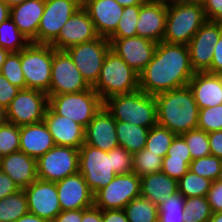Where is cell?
<instances>
[{"label":"cell","instance_id":"obj_4","mask_svg":"<svg viewBox=\"0 0 222 222\" xmlns=\"http://www.w3.org/2000/svg\"><path fill=\"white\" fill-rule=\"evenodd\" d=\"M93 89L103 102L115 95L136 92L139 90V73L110 49Z\"/></svg>","mask_w":222,"mask_h":222},{"label":"cell","instance_id":"obj_36","mask_svg":"<svg viewBox=\"0 0 222 222\" xmlns=\"http://www.w3.org/2000/svg\"><path fill=\"white\" fill-rule=\"evenodd\" d=\"M185 197L178 191L158 206V222H184Z\"/></svg>","mask_w":222,"mask_h":222},{"label":"cell","instance_id":"obj_11","mask_svg":"<svg viewBox=\"0 0 222 222\" xmlns=\"http://www.w3.org/2000/svg\"><path fill=\"white\" fill-rule=\"evenodd\" d=\"M37 177L57 182L79 172V149L55 145L36 160Z\"/></svg>","mask_w":222,"mask_h":222},{"label":"cell","instance_id":"obj_48","mask_svg":"<svg viewBox=\"0 0 222 222\" xmlns=\"http://www.w3.org/2000/svg\"><path fill=\"white\" fill-rule=\"evenodd\" d=\"M206 197L212 213L222 212V183L218 181L212 182Z\"/></svg>","mask_w":222,"mask_h":222},{"label":"cell","instance_id":"obj_16","mask_svg":"<svg viewBox=\"0 0 222 222\" xmlns=\"http://www.w3.org/2000/svg\"><path fill=\"white\" fill-rule=\"evenodd\" d=\"M24 192L30 213L52 222L62 211L55 182L37 178Z\"/></svg>","mask_w":222,"mask_h":222},{"label":"cell","instance_id":"obj_32","mask_svg":"<svg viewBox=\"0 0 222 222\" xmlns=\"http://www.w3.org/2000/svg\"><path fill=\"white\" fill-rule=\"evenodd\" d=\"M30 41L19 31L11 18L0 25V47L11 52H20Z\"/></svg>","mask_w":222,"mask_h":222},{"label":"cell","instance_id":"obj_17","mask_svg":"<svg viewBox=\"0 0 222 222\" xmlns=\"http://www.w3.org/2000/svg\"><path fill=\"white\" fill-rule=\"evenodd\" d=\"M98 37L88 12L81 7L64 24L58 37L50 45L56 50L65 51L72 46Z\"/></svg>","mask_w":222,"mask_h":222},{"label":"cell","instance_id":"obj_15","mask_svg":"<svg viewBox=\"0 0 222 222\" xmlns=\"http://www.w3.org/2000/svg\"><path fill=\"white\" fill-rule=\"evenodd\" d=\"M222 34V22L207 20L188 43L194 72L211 73L214 45Z\"/></svg>","mask_w":222,"mask_h":222},{"label":"cell","instance_id":"obj_29","mask_svg":"<svg viewBox=\"0 0 222 222\" xmlns=\"http://www.w3.org/2000/svg\"><path fill=\"white\" fill-rule=\"evenodd\" d=\"M149 128L116 121V133L119 146L131 154L141 151L146 146Z\"/></svg>","mask_w":222,"mask_h":222},{"label":"cell","instance_id":"obj_7","mask_svg":"<svg viewBox=\"0 0 222 222\" xmlns=\"http://www.w3.org/2000/svg\"><path fill=\"white\" fill-rule=\"evenodd\" d=\"M53 47L50 44L30 42L21 50V67L26 88L45 92L49 95Z\"/></svg>","mask_w":222,"mask_h":222},{"label":"cell","instance_id":"obj_63","mask_svg":"<svg viewBox=\"0 0 222 222\" xmlns=\"http://www.w3.org/2000/svg\"><path fill=\"white\" fill-rule=\"evenodd\" d=\"M184 3H189V4H195V5H200L203 6L206 2V0H180Z\"/></svg>","mask_w":222,"mask_h":222},{"label":"cell","instance_id":"obj_10","mask_svg":"<svg viewBox=\"0 0 222 222\" xmlns=\"http://www.w3.org/2000/svg\"><path fill=\"white\" fill-rule=\"evenodd\" d=\"M141 178L134 172L118 174L94 194V206L101 210L124 209L134 198L141 196Z\"/></svg>","mask_w":222,"mask_h":222},{"label":"cell","instance_id":"obj_37","mask_svg":"<svg viewBox=\"0 0 222 222\" xmlns=\"http://www.w3.org/2000/svg\"><path fill=\"white\" fill-rule=\"evenodd\" d=\"M184 222H208L212 211L207 197L185 198Z\"/></svg>","mask_w":222,"mask_h":222},{"label":"cell","instance_id":"obj_62","mask_svg":"<svg viewBox=\"0 0 222 222\" xmlns=\"http://www.w3.org/2000/svg\"><path fill=\"white\" fill-rule=\"evenodd\" d=\"M2 1L11 8L13 6L23 3L26 0H2Z\"/></svg>","mask_w":222,"mask_h":222},{"label":"cell","instance_id":"obj_35","mask_svg":"<svg viewBox=\"0 0 222 222\" xmlns=\"http://www.w3.org/2000/svg\"><path fill=\"white\" fill-rule=\"evenodd\" d=\"M163 158L145 147L133 154V172L140 178L161 172Z\"/></svg>","mask_w":222,"mask_h":222},{"label":"cell","instance_id":"obj_52","mask_svg":"<svg viewBox=\"0 0 222 222\" xmlns=\"http://www.w3.org/2000/svg\"><path fill=\"white\" fill-rule=\"evenodd\" d=\"M211 74H222V34L219 41L214 45Z\"/></svg>","mask_w":222,"mask_h":222},{"label":"cell","instance_id":"obj_51","mask_svg":"<svg viewBox=\"0 0 222 222\" xmlns=\"http://www.w3.org/2000/svg\"><path fill=\"white\" fill-rule=\"evenodd\" d=\"M208 138L211 155L222 159V130L208 133Z\"/></svg>","mask_w":222,"mask_h":222},{"label":"cell","instance_id":"obj_21","mask_svg":"<svg viewBox=\"0 0 222 222\" xmlns=\"http://www.w3.org/2000/svg\"><path fill=\"white\" fill-rule=\"evenodd\" d=\"M99 37L109 38L118 26L123 9L115 0H82Z\"/></svg>","mask_w":222,"mask_h":222},{"label":"cell","instance_id":"obj_31","mask_svg":"<svg viewBox=\"0 0 222 222\" xmlns=\"http://www.w3.org/2000/svg\"><path fill=\"white\" fill-rule=\"evenodd\" d=\"M129 222H158V206L139 196L123 209Z\"/></svg>","mask_w":222,"mask_h":222},{"label":"cell","instance_id":"obj_34","mask_svg":"<svg viewBox=\"0 0 222 222\" xmlns=\"http://www.w3.org/2000/svg\"><path fill=\"white\" fill-rule=\"evenodd\" d=\"M175 136L166 127L156 124L149 129L145 148L164 158Z\"/></svg>","mask_w":222,"mask_h":222},{"label":"cell","instance_id":"obj_1","mask_svg":"<svg viewBox=\"0 0 222 222\" xmlns=\"http://www.w3.org/2000/svg\"><path fill=\"white\" fill-rule=\"evenodd\" d=\"M194 74L188 45L161 41L151 61L139 73V90L155 96L183 88Z\"/></svg>","mask_w":222,"mask_h":222},{"label":"cell","instance_id":"obj_60","mask_svg":"<svg viewBox=\"0 0 222 222\" xmlns=\"http://www.w3.org/2000/svg\"><path fill=\"white\" fill-rule=\"evenodd\" d=\"M10 52L0 47V71Z\"/></svg>","mask_w":222,"mask_h":222},{"label":"cell","instance_id":"obj_13","mask_svg":"<svg viewBox=\"0 0 222 222\" xmlns=\"http://www.w3.org/2000/svg\"><path fill=\"white\" fill-rule=\"evenodd\" d=\"M89 88L69 54L53 48L49 95L78 93Z\"/></svg>","mask_w":222,"mask_h":222},{"label":"cell","instance_id":"obj_61","mask_svg":"<svg viewBox=\"0 0 222 222\" xmlns=\"http://www.w3.org/2000/svg\"><path fill=\"white\" fill-rule=\"evenodd\" d=\"M208 222H222V212L212 213Z\"/></svg>","mask_w":222,"mask_h":222},{"label":"cell","instance_id":"obj_12","mask_svg":"<svg viewBox=\"0 0 222 222\" xmlns=\"http://www.w3.org/2000/svg\"><path fill=\"white\" fill-rule=\"evenodd\" d=\"M48 106L49 97L45 92L28 88L20 89L6 108L7 121L16 126L41 122L44 120Z\"/></svg>","mask_w":222,"mask_h":222},{"label":"cell","instance_id":"obj_50","mask_svg":"<svg viewBox=\"0 0 222 222\" xmlns=\"http://www.w3.org/2000/svg\"><path fill=\"white\" fill-rule=\"evenodd\" d=\"M18 190L20 189L14 181L0 169V199L16 193Z\"/></svg>","mask_w":222,"mask_h":222},{"label":"cell","instance_id":"obj_45","mask_svg":"<svg viewBox=\"0 0 222 222\" xmlns=\"http://www.w3.org/2000/svg\"><path fill=\"white\" fill-rule=\"evenodd\" d=\"M188 170L189 165L184 160L170 159V156L163 158L161 172L172 179L178 181Z\"/></svg>","mask_w":222,"mask_h":222},{"label":"cell","instance_id":"obj_28","mask_svg":"<svg viewBox=\"0 0 222 222\" xmlns=\"http://www.w3.org/2000/svg\"><path fill=\"white\" fill-rule=\"evenodd\" d=\"M141 196L159 206L178 192V181L163 172L141 177Z\"/></svg>","mask_w":222,"mask_h":222},{"label":"cell","instance_id":"obj_49","mask_svg":"<svg viewBox=\"0 0 222 222\" xmlns=\"http://www.w3.org/2000/svg\"><path fill=\"white\" fill-rule=\"evenodd\" d=\"M203 8L207 20L222 22V0H206Z\"/></svg>","mask_w":222,"mask_h":222},{"label":"cell","instance_id":"obj_65","mask_svg":"<svg viewBox=\"0 0 222 222\" xmlns=\"http://www.w3.org/2000/svg\"><path fill=\"white\" fill-rule=\"evenodd\" d=\"M173 1H180V0H166L167 3L173 2Z\"/></svg>","mask_w":222,"mask_h":222},{"label":"cell","instance_id":"obj_22","mask_svg":"<svg viewBox=\"0 0 222 222\" xmlns=\"http://www.w3.org/2000/svg\"><path fill=\"white\" fill-rule=\"evenodd\" d=\"M84 144L107 152L119 146L116 121L104 106L86 126Z\"/></svg>","mask_w":222,"mask_h":222},{"label":"cell","instance_id":"obj_56","mask_svg":"<svg viewBox=\"0 0 222 222\" xmlns=\"http://www.w3.org/2000/svg\"><path fill=\"white\" fill-rule=\"evenodd\" d=\"M15 222H51V221L44 219V218H40L37 215L28 212V213L24 214L23 216H21Z\"/></svg>","mask_w":222,"mask_h":222},{"label":"cell","instance_id":"obj_2","mask_svg":"<svg viewBox=\"0 0 222 222\" xmlns=\"http://www.w3.org/2000/svg\"><path fill=\"white\" fill-rule=\"evenodd\" d=\"M157 124L176 135L197 128L199 107L189 86L155 95Z\"/></svg>","mask_w":222,"mask_h":222},{"label":"cell","instance_id":"obj_53","mask_svg":"<svg viewBox=\"0 0 222 222\" xmlns=\"http://www.w3.org/2000/svg\"><path fill=\"white\" fill-rule=\"evenodd\" d=\"M102 222H129L123 209L102 210Z\"/></svg>","mask_w":222,"mask_h":222},{"label":"cell","instance_id":"obj_19","mask_svg":"<svg viewBox=\"0 0 222 222\" xmlns=\"http://www.w3.org/2000/svg\"><path fill=\"white\" fill-rule=\"evenodd\" d=\"M55 183L62 211L94 206V194L79 172Z\"/></svg>","mask_w":222,"mask_h":222},{"label":"cell","instance_id":"obj_20","mask_svg":"<svg viewBox=\"0 0 222 222\" xmlns=\"http://www.w3.org/2000/svg\"><path fill=\"white\" fill-rule=\"evenodd\" d=\"M167 2L147 0L140 5L137 20V36L144 37L156 43L163 41L166 29Z\"/></svg>","mask_w":222,"mask_h":222},{"label":"cell","instance_id":"obj_8","mask_svg":"<svg viewBox=\"0 0 222 222\" xmlns=\"http://www.w3.org/2000/svg\"><path fill=\"white\" fill-rule=\"evenodd\" d=\"M79 173L93 194L107 186L117 175L113 171L112 150L83 144L79 148Z\"/></svg>","mask_w":222,"mask_h":222},{"label":"cell","instance_id":"obj_41","mask_svg":"<svg viewBox=\"0 0 222 222\" xmlns=\"http://www.w3.org/2000/svg\"><path fill=\"white\" fill-rule=\"evenodd\" d=\"M221 165L222 159L210 154L202 158L192 160L189 165V170L196 175L214 182L218 178Z\"/></svg>","mask_w":222,"mask_h":222},{"label":"cell","instance_id":"obj_26","mask_svg":"<svg viewBox=\"0 0 222 222\" xmlns=\"http://www.w3.org/2000/svg\"><path fill=\"white\" fill-rule=\"evenodd\" d=\"M0 169L19 189L27 188L38 178L36 159L21 151L0 157Z\"/></svg>","mask_w":222,"mask_h":222},{"label":"cell","instance_id":"obj_64","mask_svg":"<svg viewBox=\"0 0 222 222\" xmlns=\"http://www.w3.org/2000/svg\"><path fill=\"white\" fill-rule=\"evenodd\" d=\"M216 181L222 183V165H221L220 172Z\"/></svg>","mask_w":222,"mask_h":222},{"label":"cell","instance_id":"obj_55","mask_svg":"<svg viewBox=\"0 0 222 222\" xmlns=\"http://www.w3.org/2000/svg\"><path fill=\"white\" fill-rule=\"evenodd\" d=\"M81 222H102V210L95 206L82 209Z\"/></svg>","mask_w":222,"mask_h":222},{"label":"cell","instance_id":"obj_43","mask_svg":"<svg viewBox=\"0 0 222 222\" xmlns=\"http://www.w3.org/2000/svg\"><path fill=\"white\" fill-rule=\"evenodd\" d=\"M198 129L207 133L222 130V104L199 109Z\"/></svg>","mask_w":222,"mask_h":222},{"label":"cell","instance_id":"obj_14","mask_svg":"<svg viewBox=\"0 0 222 222\" xmlns=\"http://www.w3.org/2000/svg\"><path fill=\"white\" fill-rule=\"evenodd\" d=\"M82 7V0H45L37 32V44H51L69 18Z\"/></svg>","mask_w":222,"mask_h":222},{"label":"cell","instance_id":"obj_25","mask_svg":"<svg viewBox=\"0 0 222 222\" xmlns=\"http://www.w3.org/2000/svg\"><path fill=\"white\" fill-rule=\"evenodd\" d=\"M45 8V0H26L10 8V18L19 31L37 44V32Z\"/></svg>","mask_w":222,"mask_h":222},{"label":"cell","instance_id":"obj_58","mask_svg":"<svg viewBox=\"0 0 222 222\" xmlns=\"http://www.w3.org/2000/svg\"><path fill=\"white\" fill-rule=\"evenodd\" d=\"M122 7L143 5L147 0H115Z\"/></svg>","mask_w":222,"mask_h":222},{"label":"cell","instance_id":"obj_3","mask_svg":"<svg viewBox=\"0 0 222 222\" xmlns=\"http://www.w3.org/2000/svg\"><path fill=\"white\" fill-rule=\"evenodd\" d=\"M104 107L115 121L128 122L149 129L157 124L155 96L141 90L112 96L104 101Z\"/></svg>","mask_w":222,"mask_h":222},{"label":"cell","instance_id":"obj_5","mask_svg":"<svg viewBox=\"0 0 222 222\" xmlns=\"http://www.w3.org/2000/svg\"><path fill=\"white\" fill-rule=\"evenodd\" d=\"M206 21L203 6L182 1L169 2L163 41L170 44L188 45Z\"/></svg>","mask_w":222,"mask_h":222},{"label":"cell","instance_id":"obj_59","mask_svg":"<svg viewBox=\"0 0 222 222\" xmlns=\"http://www.w3.org/2000/svg\"><path fill=\"white\" fill-rule=\"evenodd\" d=\"M7 121V111L6 108L0 105V126L6 124Z\"/></svg>","mask_w":222,"mask_h":222},{"label":"cell","instance_id":"obj_46","mask_svg":"<svg viewBox=\"0 0 222 222\" xmlns=\"http://www.w3.org/2000/svg\"><path fill=\"white\" fill-rule=\"evenodd\" d=\"M166 156L170 159L184 160L188 165L192 161L189 148L182 135H176Z\"/></svg>","mask_w":222,"mask_h":222},{"label":"cell","instance_id":"obj_33","mask_svg":"<svg viewBox=\"0 0 222 222\" xmlns=\"http://www.w3.org/2000/svg\"><path fill=\"white\" fill-rule=\"evenodd\" d=\"M212 181L188 170L178 180V191L185 197H206Z\"/></svg>","mask_w":222,"mask_h":222},{"label":"cell","instance_id":"obj_23","mask_svg":"<svg viewBox=\"0 0 222 222\" xmlns=\"http://www.w3.org/2000/svg\"><path fill=\"white\" fill-rule=\"evenodd\" d=\"M43 121L56 145L79 149L84 144L85 128L70 118L56 114L49 106Z\"/></svg>","mask_w":222,"mask_h":222},{"label":"cell","instance_id":"obj_24","mask_svg":"<svg viewBox=\"0 0 222 222\" xmlns=\"http://www.w3.org/2000/svg\"><path fill=\"white\" fill-rule=\"evenodd\" d=\"M188 86L199 109L222 104V74L195 72Z\"/></svg>","mask_w":222,"mask_h":222},{"label":"cell","instance_id":"obj_39","mask_svg":"<svg viewBox=\"0 0 222 222\" xmlns=\"http://www.w3.org/2000/svg\"><path fill=\"white\" fill-rule=\"evenodd\" d=\"M191 154L192 160L210 155L208 133L201 129H193L182 134Z\"/></svg>","mask_w":222,"mask_h":222},{"label":"cell","instance_id":"obj_6","mask_svg":"<svg viewBox=\"0 0 222 222\" xmlns=\"http://www.w3.org/2000/svg\"><path fill=\"white\" fill-rule=\"evenodd\" d=\"M48 97L49 107L56 114L70 118L84 128L104 106V102L93 87L78 93L48 95Z\"/></svg>","mask_w":222,"mask_h":222},{"label":"cell","instance_id":"obj_47","mask_svg":"<svg viewBox=\"0 0 222 222\" xmlns=\"http://www.w3.org/2000/svg\"><path fill=\"white\" fill-rule=\"evenodd\" d=\"M19 91L20 88L10 84L0 73V105L7 108Z\"/></svg>","mask_w":222,"mask_h":222},{"label":"cell","instance_id":"obj_44","mask_svg":"<svg viewBox=\"0 0 222 222\" xmlns=\"http://www.w3.org/2000/svg\"><path fill=\"white\" fill-rule=\"evenodd\" d=\"M113 171L118 174L133 172V154L123 147L118 146L112 149Z\"/></svg>","mask_w":222,"mask_h":222},{"label":"cell","instance_id":"obj_57","mask_svg":"<svg viewBox=\"0 0 222 222\" xmlns=\"http://www.w3.org/2000/svg\"><path fill=\"white\" fill-rule=\"evenodd\" d=\"M8 18H10V7L0 0V25Z\"/></svg>","mask_w":222,"mask_h":222},{"label":"cell","instance_id":"obj_9","mask_svg":"<svg viewBox=\"0 0 222 222\" xmlns=\"http://www.w3.org/2000/svg\"><path fill=\"white\" fill-rule=\"evenodd\" d=\"M111 49L107 38L98 37L65 50L82 74L83 79L93 87L99 78L104 59Z\"/></svg>","mask_w":222,"mask_h":222},{"label":"cell","instance_id":"obj_27","mask_svg":"<svg viewBox=\"0 0 222 222\" xmlns=\"http://www.w3.org/2000/svg\"><path fill=\"white\" fill-rule=\"evenodd\" d=\"M44 121L20 126V148L28 156L38 159L55 146Z\"/></svg>","mask_w":222,"mask_h":222},{"label":"cell","instance_id":"obj_42","mask_svg":"<svg viewBox=\"0 0 222 222\" xmlns=\"http://www.w3.org/2000/svg\"><path fill=\"white\" fill-rule=\"evenodd\" d=\"M20 148V126L7 122L0 126V157L18 152Z\"/></svg>","mask_w":222,"mask_h":222},{"label":"cell","instance_id":"obj_38","mask_svg":"<svg viewBox=\"0 0 222 222\" xmlns=\"http://www.w3.org/2000/svg\"><path fill=\"white\" fill-rule=\"evenodd\" d=\"M0 73L10 84L26 89V80L21 67V51L8 54Z\"/></svg>","mask_w":222,"mask_h":222},{"label":"cell","instance_id":"obj_30","mask_svg":"<svg viewBox=\"0 0 222 222\" xmlns=\"http://www.w3.org/2000/svg\"><path fill=\"white\" fill-rule=\"evenodd\" d=\"M28 212L24 189L0 199V222H15Z\"/></svg>","mask_w":222,"mask_h":222},{"label":"cell","instance_id":"obj_18","mask_svg":"<svg viewBox=\"0 0 222 222\" xmlns=\"http://www.w3.org/2000/svg\"><path fill=\"white\" fill-rule=\"evenodd\" d=\"M111 50L140 73L154 56L156 42L144 37L108 38Z\"/></svg>","mask_w":222,"mask_h":222},{"label":"cell","instance_id":"obj_54","mask_svg":"<svg viewBox=\"0 0 222 222\" xmlns=\"http://www.w3.org/2000/svg\"><path fill=\"white\" fill-rule=\"evenodd\" d=\"M82 209L61 211L52 222H81Z\"/></svg>","mask_w":222,"mask_h":222},{"label":"cell","instance_id":"obj_40","mask_svg":"<svg viewBox=\"0 0 222 222\" xmlns=\"http://www.w3.org/2000/svg\"><path fill=\"white\" fill-rule=\"evenodd\" d=\"M139 14L140 5L124 7L116 31L109 38H128L137 36L136 24Z\"/></svg>","mask_w":222,"mask_h":222}]
</instances>
